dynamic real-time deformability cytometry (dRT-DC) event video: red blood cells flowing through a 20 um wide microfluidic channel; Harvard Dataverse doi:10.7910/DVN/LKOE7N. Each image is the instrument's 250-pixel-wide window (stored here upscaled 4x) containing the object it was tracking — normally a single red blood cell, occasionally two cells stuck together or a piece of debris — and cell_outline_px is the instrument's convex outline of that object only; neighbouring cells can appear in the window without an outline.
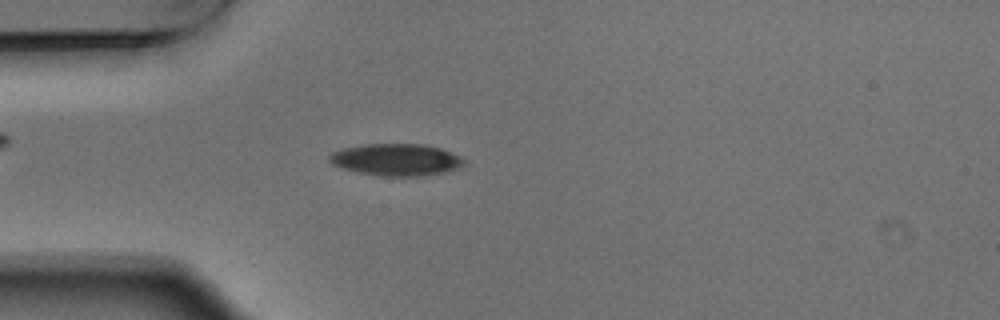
{"species": "Egyptian fruit bat (a non-hibernating species)", "species_latin": "Rousettus aegyptiacus", "temperature_condition": "warm", "stored_images_in_passage": 3, "camera_frame_rate_fps": 3000, "um_per_image_px": 0.085, "animal": {"sex": "male"}, "frame": {"image": 1, "passage_image": 3, "time_ms": 0.667, "image_size_px": [1000, 320], "cell_outline_px": [[468, 160], [460, 168], [448, 172], [420, 176], [380, 176], [360, 172], [344, 168], [332, 164], [328, 160], [328, 156], [332, 152], [340, 148], [364, 144], [424, 144], [440, 148], [460, 156]], "centroid_in_image_um": [33.71, 13.57], "position_along_channel_um": 51.3, "area_um2": 25.32}}